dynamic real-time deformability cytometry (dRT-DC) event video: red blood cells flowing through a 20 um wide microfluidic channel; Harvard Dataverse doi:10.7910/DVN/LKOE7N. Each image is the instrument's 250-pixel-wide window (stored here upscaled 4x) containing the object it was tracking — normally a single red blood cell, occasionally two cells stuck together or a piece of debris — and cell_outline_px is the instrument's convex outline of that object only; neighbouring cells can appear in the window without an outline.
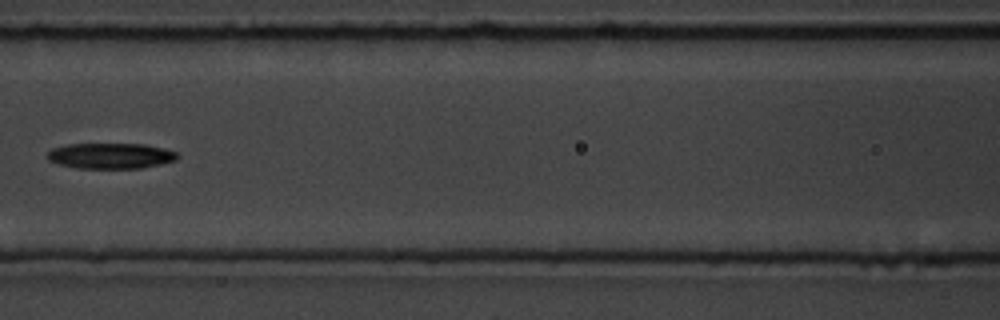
{"species": "common noctule bat (a hibernating species)", "species_latin": "Nyctalus noctula", "temperature_condition": "room temperature", "stored_images_in_passage": 9, "camera_frame_rate_fps": 3000, "um_per_image_px": 0.085, "animal": {"sex": "male", "body_mass_g": 19.5, "forearm_length_mm": 54.6}, "frame": {"image": 1, "passage_image": 6, "time_ms": 6.0, "image_size_px": [1000, 320], "cell_outline_px": [[176, 160], [160, 164], [140, 168], [76, 168], [60, 164], [48, 160], [48, 152], [52, 148], [68, 144], [144, 144], [164, 148], [176, 152]], "centroid_in_image_um": [9.39, 13.24], "position_along_channel_um": 157.2, "area_um2": 19.25}}
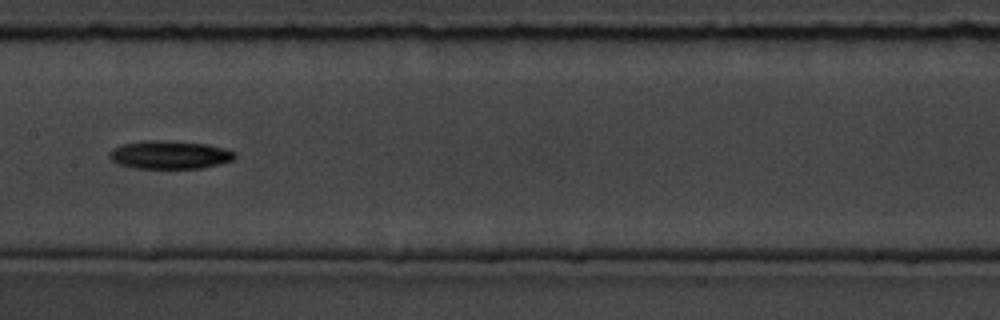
{"frame": {"image": 2, "passage_image": 7, "time_ms": 7.0, "image_size_px": [1000, 320], "cell_outline_px": [[236, 156], [232, 160], [220, 164], [200, 168], [132, 168], [116, 164], [108, 156], [108, 152], [112, 148], [124, 144], [144, 140], [160, 140], [208, 144], [224, 148], [236, 152]], "centroid_in_image_um": [14.39, 13.16], "position_along_channel_um": 193.0, "area_um2": 20.75}}